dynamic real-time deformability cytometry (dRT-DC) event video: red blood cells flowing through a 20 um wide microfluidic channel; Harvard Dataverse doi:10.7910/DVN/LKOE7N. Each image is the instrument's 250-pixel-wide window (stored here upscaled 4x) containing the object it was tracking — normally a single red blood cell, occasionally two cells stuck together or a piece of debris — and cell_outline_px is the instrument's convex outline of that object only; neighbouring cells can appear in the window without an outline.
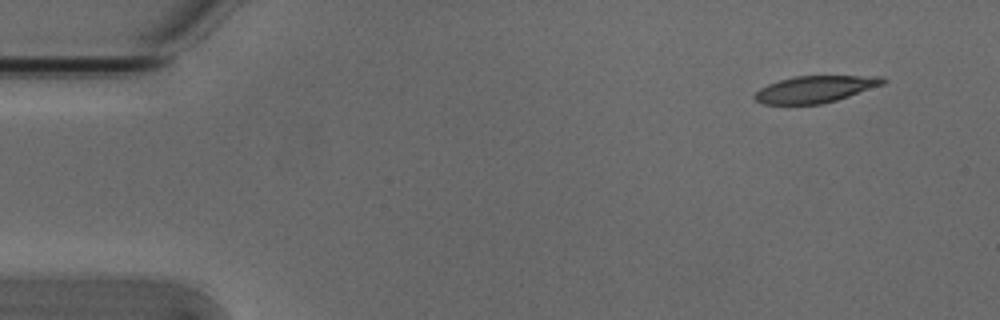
{"species": "Egyptian fruit bat (a non-hibernating species)", "species_latin": "Rousettus aegyptiacus", "temperature_condition": "cold", "stored_images_in_passage": 4, "camera_frame_rate_fps": 3000, "um_per_image_px": 0.085, "animal": {"sex": "male"}, "frame": {"image": 1, "passage_image": 1, "time_ms": 0.0, "image_size_px": [1000, 320], "cell_outline_px": [[888, 80], [884, 84], [836, 100], [820, 104], [764, 104], [756, 100], [752, 96], [760, 88], [768, 84], [780, 80], [796, 76], [880, 76]], "centroid_in_image_um": [69.28, 7.58], "position_along_channel_um": 15.7, "area_um2": 19.83}}
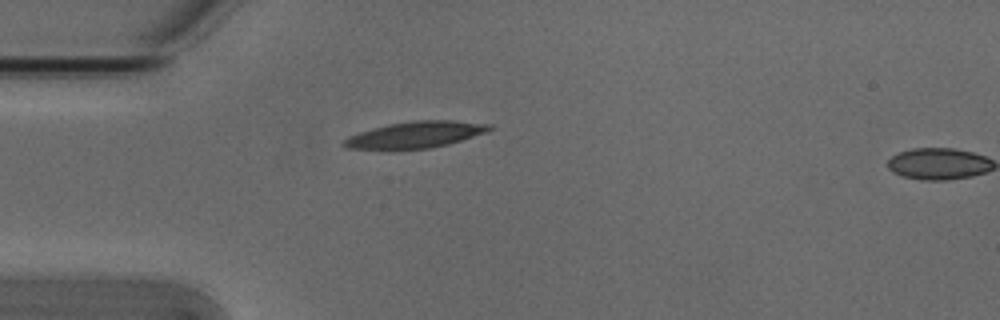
{"frame": {"image": 2, "passage_image": 3, "time_ms": 0.667, "image_size_px": [1000, 320], "cell_outline_px": [[492, 128], [488, 132], [448, 144], [432, 148], [344, 148], [340, 144], [348, 136], [372, 128], [388, 124], [412, 120], [452, 120], [492, 124]], "centroid_in_image_um": [35.35, 11.43], "position_along_channel_um": 49.7, "area_um2": 22.2}}